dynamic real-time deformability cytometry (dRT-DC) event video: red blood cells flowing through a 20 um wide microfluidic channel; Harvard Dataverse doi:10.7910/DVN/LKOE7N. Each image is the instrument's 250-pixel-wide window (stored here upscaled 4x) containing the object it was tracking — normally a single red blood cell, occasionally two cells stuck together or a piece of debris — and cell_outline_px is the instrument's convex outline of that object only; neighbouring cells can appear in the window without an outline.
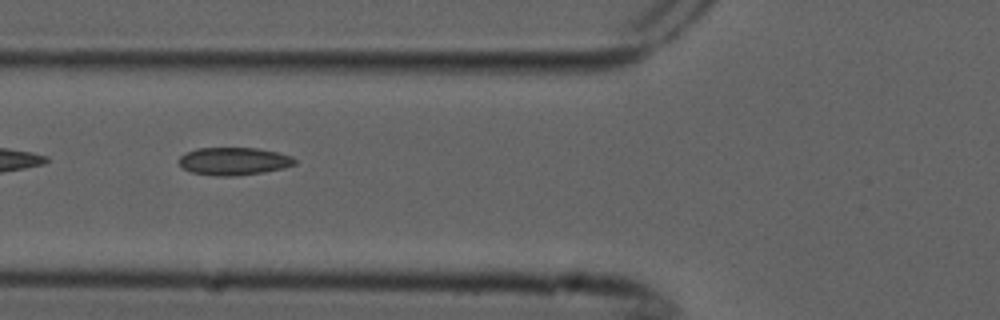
{"species": "common noctule bat (a hibernating species)", "species_latin": "Nyctalus noctula", "temperature_condition": "cold", "stored_images_in_passage": 7, "camera_frame_rate_fps": 3000, "um_per_image_px": 0.085, "animal": {"sex": "male", "forearm_length_mm": 52.5}, "frame": {"image": 1, "passage_image": 4, "time_ms": 1.0, "image_size_px": [1000, 320], "cell_outline_px": [[296, 164], [284, 168], [264, 172], [236, 176], [216, 176], [192, 172], [184, 168], [180, 164], [180, 156], [196, 148], [256, 148], [276, 152], [292, 156], [296, 160]], "centroid_in_image_um": [19.91, 13.71], "position_along_channel_um": 105.9, "area_um2": 18.61}}
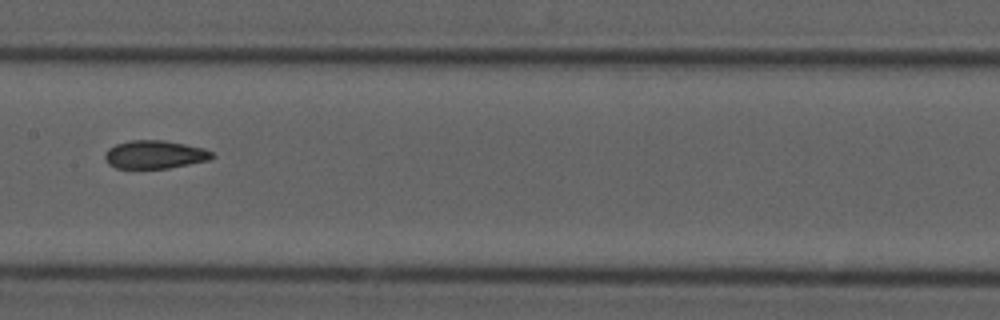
{"frame": {"image": 2, "passage_image": 6, "time_ms": 1.667, "image_size_px": [1000, 320], "cell_outline_px": [[216, 156], [208, 160], [168, 168], [116, 168], [108, 164], [104, 156], [108, 148], [116, 144], [132, 140], [164, 140], [204, 148], [212, 152]], "centroid_in_image_um": [13.15, 13.13], "position_along_channel_um": 194.2, "area_um2": 17.51}}
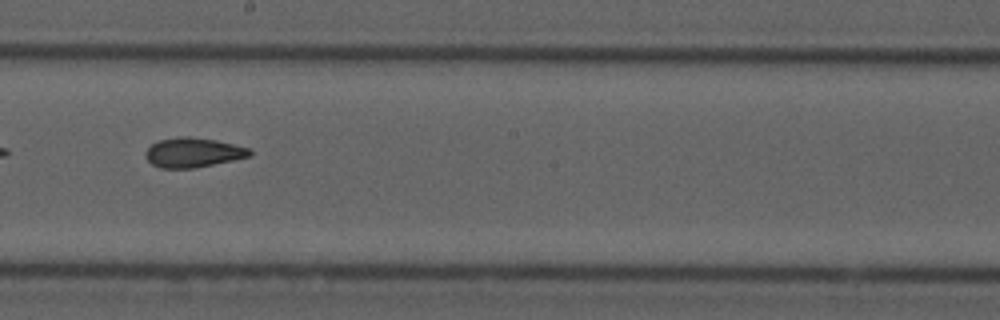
{"frame": {"image": 3, "passage_image": 7, "time_ms": 2.0, "image_size_px": [1000, 320], "cell_outline_px": [[252, 156], [192, 168], [160, 168], [152, 164], [148, 160], [144, 152], [152, 144], [160, 140], [180, 136], [188, 136], [216, 140], [252, 148]], "centroid_in_image_um": [16.44, 12.95], "position_along_channel_um": 231.8, "area_um2": 17.92}}